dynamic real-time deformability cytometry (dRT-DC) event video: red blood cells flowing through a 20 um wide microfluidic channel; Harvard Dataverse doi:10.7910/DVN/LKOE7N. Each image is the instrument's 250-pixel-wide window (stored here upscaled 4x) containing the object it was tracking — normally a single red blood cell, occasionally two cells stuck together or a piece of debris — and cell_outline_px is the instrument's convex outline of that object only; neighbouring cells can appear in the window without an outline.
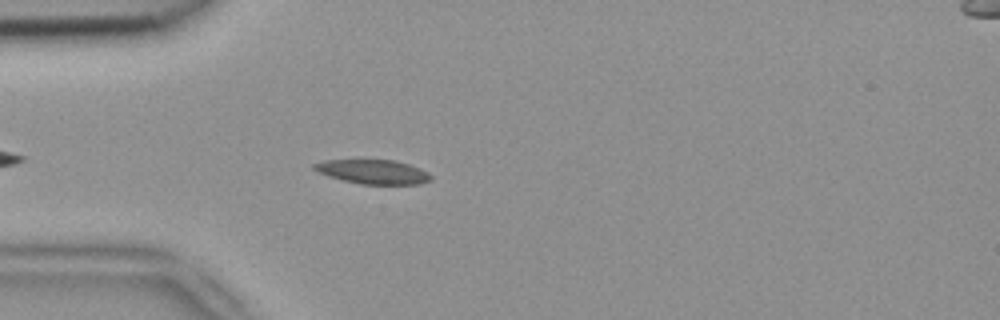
{"species": "common noctule bat (a hibernating species)", "species_latin": "Nyctalus noctula", "temperature_condition": "room temperature", "stored_images_in_passage": 3, "camera_frame_rate_fps": 3000, "um_per_image_px": 0.085, "animal": {"sex": "female", "body_mass_g": 18.4}, "frame": {"image": 1, "passage_image": 3, "time_ms": 0.667, "image_size_px": [1000, 320], "cell_outline_px": [[432, 180], [420, 184], [360, 184], [328, 176], [316, 172], [312, 168], [312, 164], [324, 160], [356, 156], [396, 160], [408, 164], [428, 172], [432, 176]], "centroid_in_image_um": [31.62, 14.53], "position_along_channel_um": 53.4, "area_um2": 17.57}}